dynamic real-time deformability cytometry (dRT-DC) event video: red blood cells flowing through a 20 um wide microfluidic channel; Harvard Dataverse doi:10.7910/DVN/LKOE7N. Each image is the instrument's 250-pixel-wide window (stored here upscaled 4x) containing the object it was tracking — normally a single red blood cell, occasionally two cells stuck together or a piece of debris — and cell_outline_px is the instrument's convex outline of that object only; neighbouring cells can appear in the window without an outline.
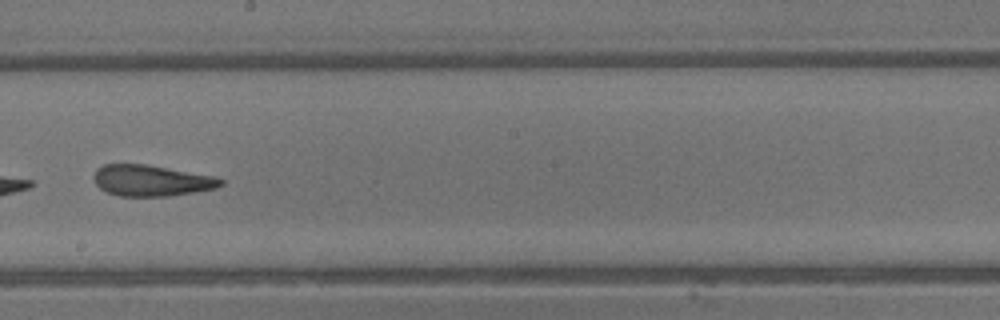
{"species": "common noctule bat (a hibernating species)", "species_latin": "Nyctalus noctula", "temperature_condition": "warm", "stored_images_in_passage": 41, "camera_frame_rate_fps": 3000, "um_per_image_px": 0.085, "animal": {"sex": "male", "body_mass_g": 13.3}, "frame": {"image": 1, "passage_image": 24, "time_ms": 7.667, "image_size_px": [1000, 320], "cell_outline_px": [[224, 184], [216, 188], [196, 192], [168, 196], [120, 196], [108, 192], [100, 188], [96, 184], [92, 176], [96, 168], [104, 164], [148, 164], [216, 176], [224, 180]], "centroid_in_image_um": [12.89, 15.34], "position_along_channel_um": 235.3, "area_um2": 23.29}, "authors_computed_cell_mechanics": {"area_um2": 23.5246, "velocity_mm_per_s": 4.8313, "shape_relaxation_time_tau1_ms": 5.975, "shape_relaxation_time_tau2_ms": 0.9712, "deformation_change_tau1": 0.184, "deformation_change_tau2": 0.075}}